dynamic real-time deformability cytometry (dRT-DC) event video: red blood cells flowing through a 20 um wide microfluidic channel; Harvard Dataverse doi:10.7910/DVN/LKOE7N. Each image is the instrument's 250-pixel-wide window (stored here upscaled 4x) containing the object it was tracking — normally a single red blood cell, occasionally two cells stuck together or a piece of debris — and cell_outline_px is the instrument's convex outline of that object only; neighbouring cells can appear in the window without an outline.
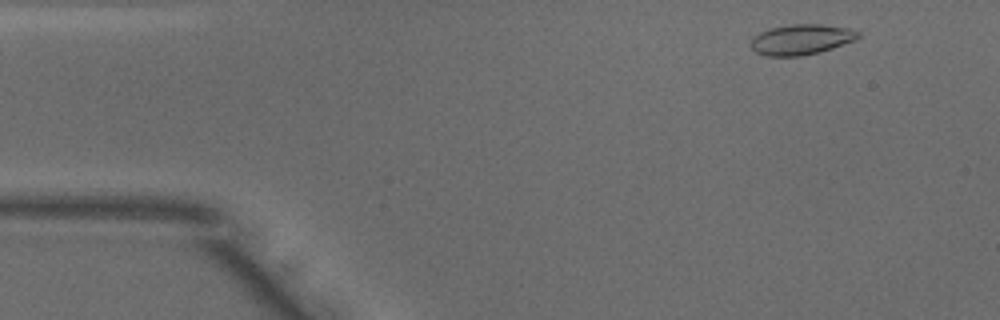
{"species": "common noctule bat (a hibernating species)", "species_latin": "Nyctalus noctula", "temperature_condition": "warm", "stored_images_in_passage": 38, "camera_frame_rate_fps": 3000, "um_per_image_px": 0.085, "animal": {"sex": "male", "body_mass_g": 18.8}, "frame": {"image": 1, "passage_image": 3, "time_ms": 0.667, "image_size_px": [1000, 320], "cell_outline_px": [[860, 36], [856, 40], [820, 52], [804, 56], [764, 56], [756, 52], [752, 48], [752, 36], [760, 32], [772, 28], [788, 24], [820, 24], [848, 28], [860, 32]], "centroid_in_image_um": [68.11, 3.36], "position_along_channel_um": 16.9, "area_um2": 19.07}}
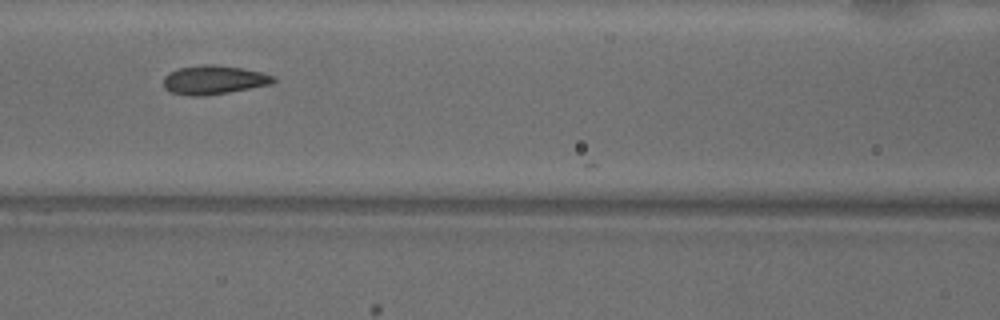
{"frame": {"image": 2, "passage_image": 19, "time_ms": 6.0, "image_size_px": [1000, 320], "cell_outline_px": [[276, 80], [272, 84], [228, 92], [204, 96], [192, 96], [168, 92], [164, 88], [164, 76], [168, 72], [180, 68], [204, 64], [212, 64], [240, 68], [264, 72], [276, 76]], "centroid_in_image_um": [18.18, 6.79], "position_along_channel_um": 148.4, "area_um2": 18.61}}
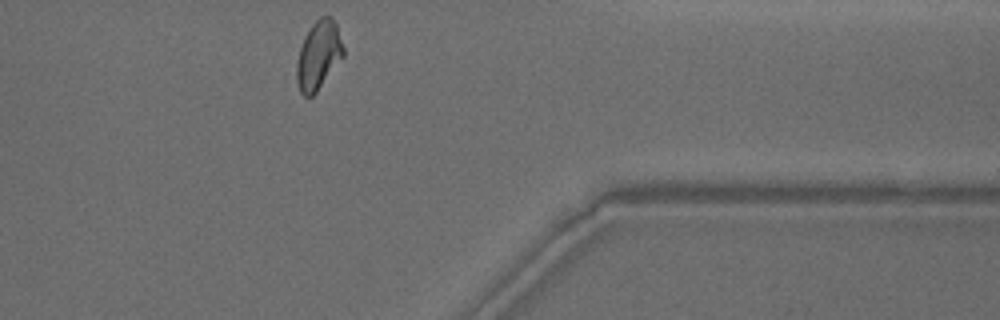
{"frame": {"image": 3, "passage_image": 38, "time_ms": 12.333, "image_size_px": [1000, 320], "cell_outline_px": [[344, 56], [316, 92], [312, 96], [304, 96], [300, 92], [296, 80], [296, 64], [300, 48], [304, 36], [312, 24], [320, 16], [332, 16], [336, 24], [344, 48]], "centroid_in_image_um": [27.07, 4.68], "position_along_channel_um": 384.3, "area_um2": 18.67}, "authors_computed_cell_mechanics": {"area_um2": 18.207, "velocity_mm_per_s": 4.0054, "shape_relaxation_time_tau1_ms": 4.7508, "shape_relaxation_time_tau2_ms": 0.66, "deformation_change_tau1": 0.1241, "deformation_change_tau2": 0.0493}}